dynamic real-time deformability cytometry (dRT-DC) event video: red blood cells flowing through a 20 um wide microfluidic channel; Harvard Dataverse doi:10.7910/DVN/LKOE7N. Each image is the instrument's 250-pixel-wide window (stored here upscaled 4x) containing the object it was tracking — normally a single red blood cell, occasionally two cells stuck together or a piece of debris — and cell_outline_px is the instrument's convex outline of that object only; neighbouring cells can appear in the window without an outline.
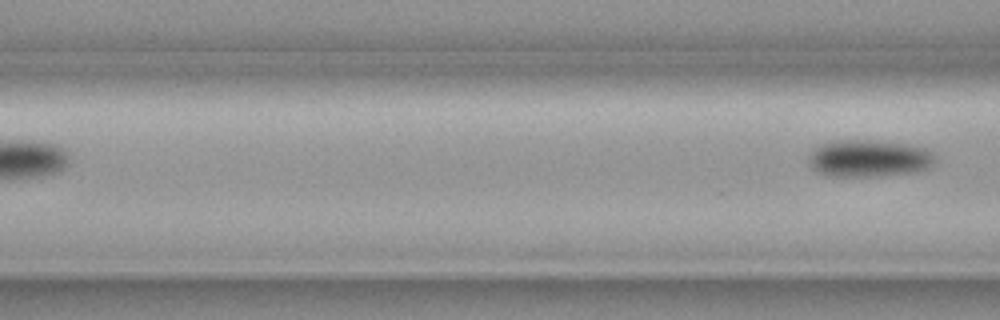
{"species": "common noctule bat (a hibernating species)", "species_latin": "Nyctalus noctula", "temperature_condition": "cold", "stored_images_in_passage": 4, "segment_of_instrument_passage": [2, 2], "camera_frame_rate_fps": 3000, "um_per_image_px": 0.085, "animal": {"sex": "female", "body_mass_g": 19.3, "forearm_length_mm": 54.1}, "frame": {"image": 1, "passage_image": 4, "time_ms": 1.0, "image_size_px": [1000, 320], "cell_outline_px": [[932, 160], [924, 168], [916, 172], [876, 176], [824, 176], [816, 172], [808, 164], [808, 156], [816, 148], [824, 144], [836, 140], [860, 140], [896, 144], [920, 148], [928, 152], [932, 156]], "centroid_in_image_um": [73.68, 13.5], "position_along_channel_um": 92.9, "area_um2": 26.3}}